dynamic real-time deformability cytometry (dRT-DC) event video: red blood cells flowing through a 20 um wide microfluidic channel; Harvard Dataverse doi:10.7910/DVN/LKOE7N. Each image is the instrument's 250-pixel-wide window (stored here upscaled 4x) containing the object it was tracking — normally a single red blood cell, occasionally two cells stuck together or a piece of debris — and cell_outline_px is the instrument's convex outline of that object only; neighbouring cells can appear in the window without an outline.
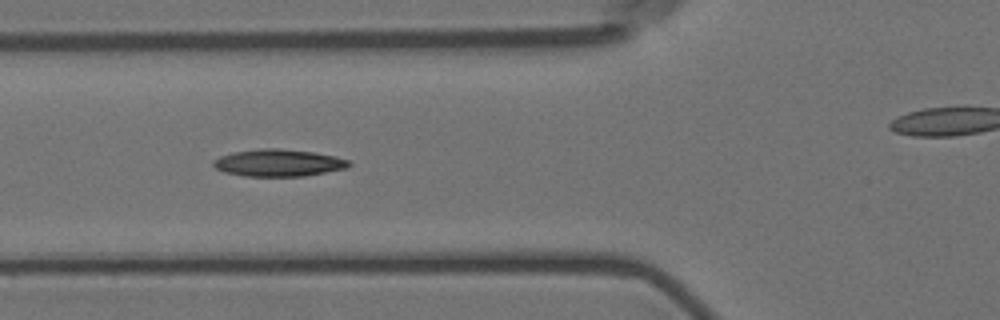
{"species": "Egyptian fruit bat (a non-hibernating species)", "species_latin": "Rousettus aegyptiacus", "temperature_condition": "room temperature", "stored_images_in_passage": 8, "segment_of_instrument_passage": [1, 2], "camera_frame_rate_fps": 3000, "um_per_image_px": 0.085, "animal": {"sex": "female"}, "frame": {"image": 1, "passage_image": 6, "time_ms": 1.667, "image_size_px": [1000, 320], "cell_outline_px": [[352, 164], [348, 168], [304, 176], [244, 176], [224, 172], [216, 168], [212, 164], [212, 160], [220, 156], [232, 152], [260, 148], [276, 148], [316, 152], [348, 160]], "centroid_in_image_um": [23.65, 13.84], "position_along_channel_um": 102.2, "area_um2": 21.5}}
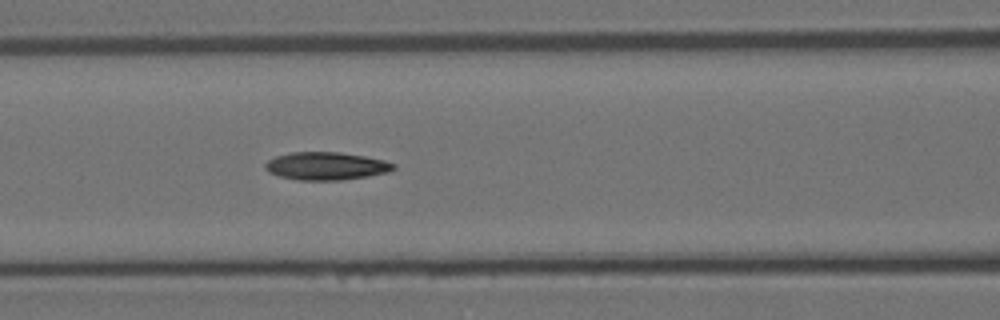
{"frame": {"image": 2, "passage_image": 7, "time_ms": 2.0, "image_size_px": [1000, 320], "cell_outline_px": [[396, 168], [388, 172], [368, 176], [340, 180], [296, 180], [280, 176], [268, 172], [264, 168], [264, 164], [268, 160], [276, 156], [292, 152], [340, 152], [364, 156], [384, 160], [396, 164]], "centroid_in_image_um": [27.71, 14.11], "position_along_channel_um": 138.9, "area_um2": 20.87}}